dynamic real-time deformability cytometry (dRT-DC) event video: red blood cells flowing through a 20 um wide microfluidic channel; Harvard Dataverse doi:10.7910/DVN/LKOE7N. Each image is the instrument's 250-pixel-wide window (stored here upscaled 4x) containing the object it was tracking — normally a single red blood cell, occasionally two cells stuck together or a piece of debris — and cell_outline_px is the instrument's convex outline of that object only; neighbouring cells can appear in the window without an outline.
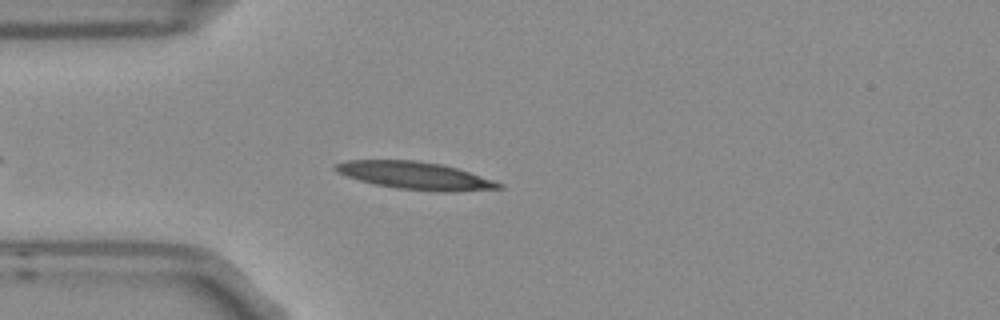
{"species": "Egyptian fruit bat (a non-hibernating species)", "species_latin": "Rousettus aegyptiacus", "temperature_condition": "room temperature", "stored_images_in_passage": 3, "camera_frame_rate_fps": 3000, "um_per_image_px": 0.085, "frame": {"image": 1, "passage_image": 3, "time_ms": 0.667, "image_size_px": [1000, 320], "cell_outline_px": [[504, 188], [452, 192], [436, 192], [396, 188], [376, 184], [360, 180], [336, 172], [332, 168], [336, 164], [348, 160], [416, 160], [440, 164], [456, 168], [504, 184]], "centroid_in_image_um": [35.29, 14.93], "position_along_channel_um": 49.7, "area_um2": 26.07}}